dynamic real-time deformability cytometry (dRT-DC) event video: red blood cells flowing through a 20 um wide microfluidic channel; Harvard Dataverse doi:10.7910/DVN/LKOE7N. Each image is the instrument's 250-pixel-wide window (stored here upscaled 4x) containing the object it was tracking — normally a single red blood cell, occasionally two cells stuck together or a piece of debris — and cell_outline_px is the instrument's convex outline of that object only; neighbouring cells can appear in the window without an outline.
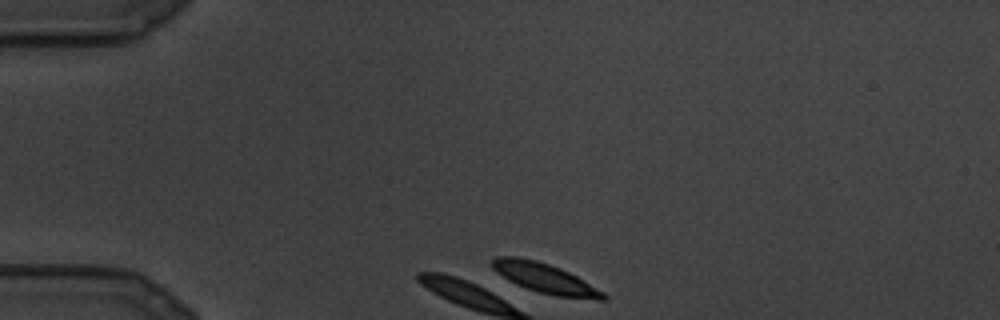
{"species": "common noctule bat (a hibernating species)", "species_latin": "Nyctalus noctula", "temperature_condition": "cold", "stored_images_in_passage": 12, "camera_frame_rate_fps": 3000, "um_per_image_px": 0.085, "animal": {"sex": "male", "body_mass_g": 19.5, "forearm_length_mm": 54.6}, "frame": {"image": 1, "passage_image": 1, "time_ms": 0.0, "image_size_px": [1000, 320], "cell_outline_px": [[608, 300], [596, 300], [556, 296], [540, 292], [516, 284], [508, 280], [496, 272], [492, 268], [492, 260], [496, 256], [516, 256], [536, 260], [560, 268], [576, 276], [604, 292], [608, 296]], "centroid_in_image_um": [46.34, 23.66], "position_along_channel_um": 38.7, "area_um2": 19.19}}
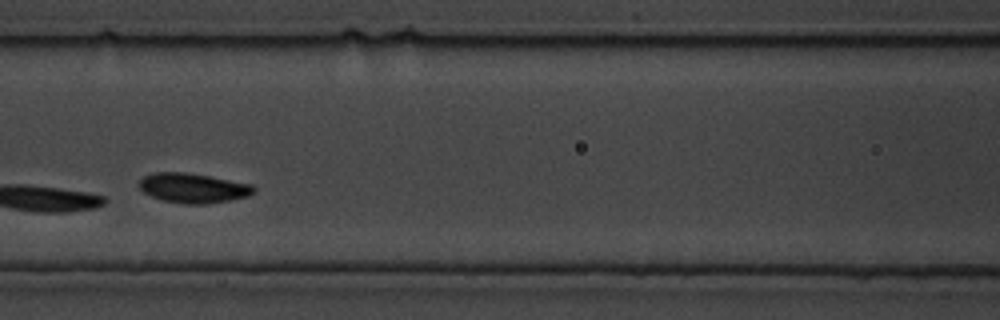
{"frame": {"image": 2, "passage_image": 7, "time_ms": 2.0, "image_size_px": [1000, 320], "cell_outline_px": [[256, 188], [248, 196], [232, 200], [208, 204], [184, 204], [164, 200], [152, 196], [144, 192], [140, 188], [140, 180], [144, 176], [152, 172], [184, 172], [208, 176], [252, 184]], "centroid_in_image_um": [16.42, 15.98], "position_along_channel_um": 150.2, "area_um2": 19.71}}
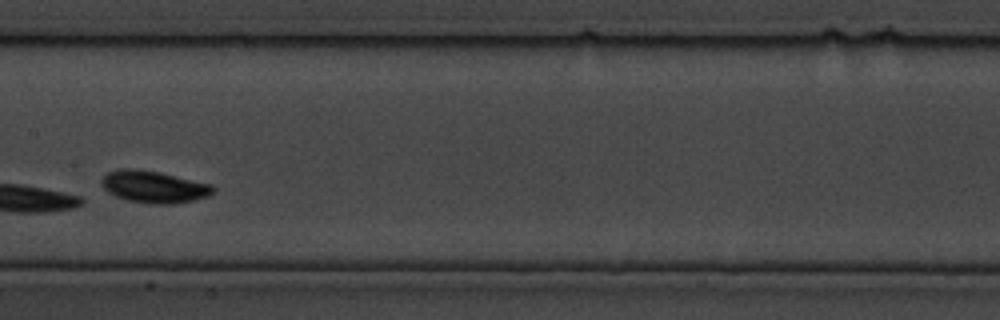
{"frame": {"image": 3, "passage_image": 9, "time_ms": 2.667, "image_size_px": [1000, 320], "cell_outline_px": [[216, 188], [208, 196], [192, 200], [172, 204], [152, 204], [128, 200], [116, 196], [108, 192], [100, 184], [100, 180], [108, 172], [120, 168], [136, 168], [160, 172], [212, 184]], "centroid_in_image_um": [13.06, 15.86], "position_along_channel_um": 194.3, "area_um2": 20.87}}